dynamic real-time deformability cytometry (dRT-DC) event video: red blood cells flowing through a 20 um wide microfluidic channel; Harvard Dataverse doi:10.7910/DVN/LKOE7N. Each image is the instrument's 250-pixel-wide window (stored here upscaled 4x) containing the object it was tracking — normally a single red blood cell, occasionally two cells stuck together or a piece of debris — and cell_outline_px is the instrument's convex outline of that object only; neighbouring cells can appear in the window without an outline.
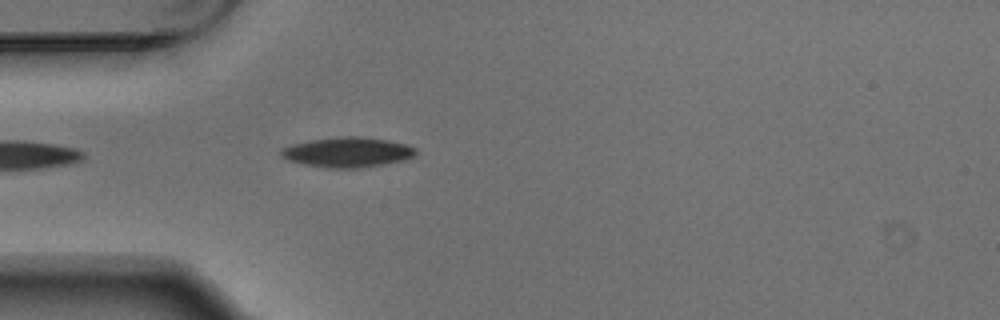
{"species": "Egyptian fruit bat (a non-hibernating species)", "species_latin": "Rousettus aegyptiacus", "temperature_condition": "warm", "stored_images_in_passage": 1, "camera_frame_rate_fps": 3000, "um_per_image_px": 0.085, "animal": {"sex": "male"}, "frame": {"image": 1, "passage_image": 1, "time_ms": 0.0, "image_size_px": [1000, 320], "cell_outline_px": [[416, 156], [404, 160], [384, 164], [360, 168], [328, 168], [304, 164], [288, 160], [280, 156], [280, 152], [284, 148], [292, 144], [312, 140], [336, 136], [360, 136], [388, 140], [408, 144], [416, 148]], "centroid_in_image_um": [29.58, 12.93], "position_along_channel_um": 55.4, "area_um2": 23.7}}